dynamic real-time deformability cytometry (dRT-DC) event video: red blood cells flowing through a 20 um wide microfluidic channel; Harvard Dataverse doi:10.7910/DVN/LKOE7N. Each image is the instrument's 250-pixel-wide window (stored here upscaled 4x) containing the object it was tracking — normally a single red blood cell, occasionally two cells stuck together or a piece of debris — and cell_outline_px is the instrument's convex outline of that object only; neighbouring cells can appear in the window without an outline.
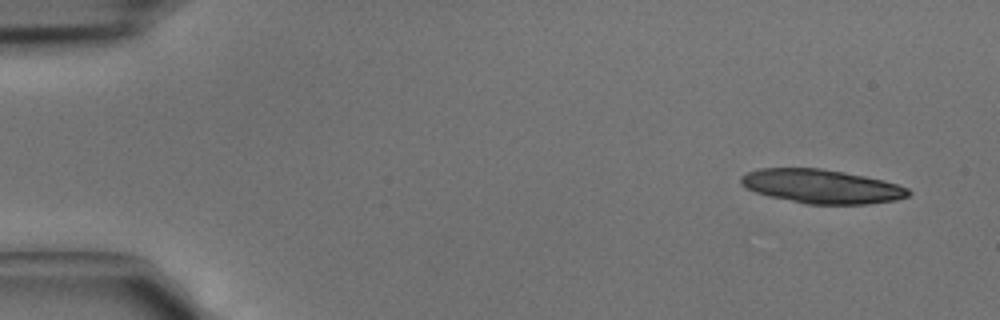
{"species": "common noctule bat (a hibernating species)", "species_latin": "Nyctalus noctula", "temperature_condition": "cold", "stored_images_in_passage": 5, "camera_frame_rate_fps": 3000, "um_per_image_px": 0.085, "animal": {"sex": "male", "body_mass_g": 15.6}, "frame": {"image": 1, "passage_image": 1, "time_ms": 0.0, "image_size_px": [1000, 320], "cell_outline_px": [[912, 192], [908, 196], [896, 200], [868, 204], [808, 204], [768, 196], [756, 192], [740, 184], [740, 176], [748, 172], [760, 168], [820, 168], [844, 172], [884, 180], [908, 188]], "centroid_in_image_um": [69.84, 15.84], "position_along_channel_um": 15.2, "area_um2": 33.06}}